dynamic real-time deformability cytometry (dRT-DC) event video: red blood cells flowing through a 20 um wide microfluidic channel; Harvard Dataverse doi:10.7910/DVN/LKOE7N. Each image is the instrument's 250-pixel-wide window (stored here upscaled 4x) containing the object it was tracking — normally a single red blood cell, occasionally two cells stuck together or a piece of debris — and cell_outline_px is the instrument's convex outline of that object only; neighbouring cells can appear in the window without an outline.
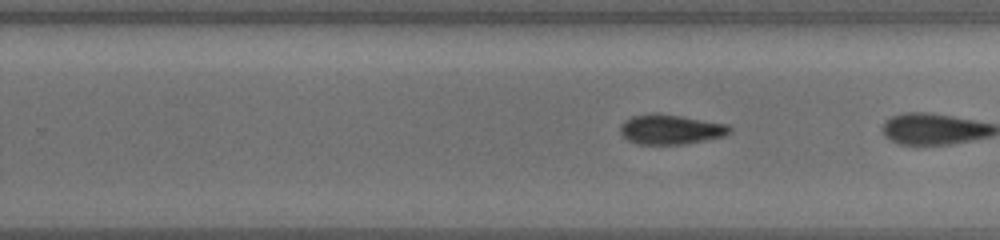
{"species": "common noctule bat (a hibernating species)", "species_latin": "Nyctalus noctula", "temperature_condition": "cold", "stored_images_in_passage": 37, "segment_of_instrument_passage": [2, 2], "camera_frame_rate_fps": 3000, "um_per_image_px": 0.085, "animal": {"sex": "female", "body_mass_g": 19.5, "forearm_length_mm": 54.1}, "frame": {"image": 1, "passage_image": 36, "time_ms": 11.667, "image_size_px": [1000, 240], "cell_outline_px": [[732, 132], [724, 136], [684, 144], [636, 144], [628, 140], [620, 132], [620, 124], [632, 116], [656, 112], [728, 124], [732, 128]], "centroid_in_image_um": [57.0, 10.99], "position_along_channel_um": 272.8, "area_um2": 19.02}}